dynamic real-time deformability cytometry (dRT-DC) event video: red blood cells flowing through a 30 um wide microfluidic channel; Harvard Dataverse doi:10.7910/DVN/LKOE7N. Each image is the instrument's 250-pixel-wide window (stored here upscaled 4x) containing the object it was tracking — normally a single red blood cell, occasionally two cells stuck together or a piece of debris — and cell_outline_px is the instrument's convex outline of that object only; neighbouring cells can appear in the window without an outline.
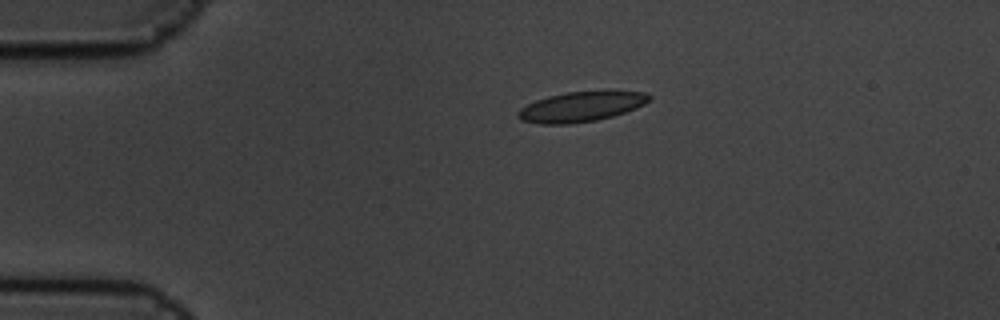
{"species": "common noctule bat (a hibernating species)", "species_latin": "Nyctalus noctula", "temperature_condition": "cold", "stored_images_in_passage": 5, "camera_frame_rate_fps": 3000, "um_per_image_px": 0.085, "animal": {"sex": "male", "body_mass_g": 19.5, "forearm_length_mm": 54.6}, "frame": {"image": 1, "passage_image": 1, "time_ms": 0.0, "image_size_px": [1000, 320], "cell_outline_px": [[652, 100], [636, 108], [612, 116], [596, 120], [568, 124], [540, 124], [520, 120], [516, 116], [520, 108], [536, 100], [548, 96], [568, 92], [604, 88], [644, 92], [652, 96]], "centroid_in_image_um": [49.46, 9.02], "position_along_channel_um": 35.5, "area_um2": 23.7}}
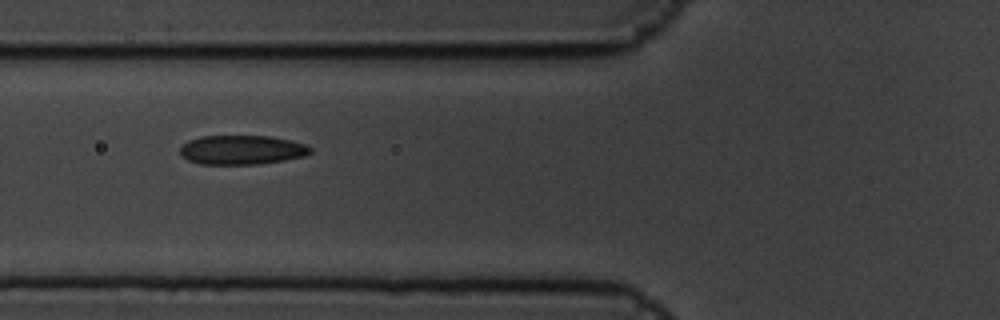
{"frame": {"image": 2, "passage_image": 4, "time_ms": 1.0, "image_size_px": [1000, 320], "cell_outline_px": [[312, 152], [304, 156], [284, 160], [256, 164], [200, 164], [188, 160], [180, 156], [180, 148], [188, 140], [200, 136], [268, 136], [292, 140], [308, 144], [312, 148]], "centroid_in_image_um": [20.57, 12.73], "position_along_channel_um": 105.2, "area_um2": 22.37}}
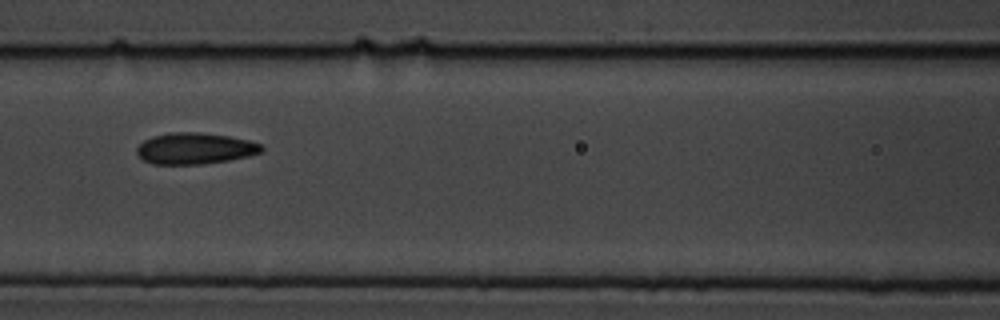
{"frame": {"image": 3, "passage_image": 5, "time_ms": 1.333, "image_size_px": [1000, 320], "cell_outline_px": [[264, 148], [260, 152], [248, 156], [228, 160], [200, 164], [152, 164], [144, 160], [136, 152], [136, 148], [144, 140], [152, 136], [172, 132], [200, 132], [228, 136], [248, 140], [260, 144]], "centroid_in_image_um": [16.54, 12.61], "position_along_channel_um": 150.1, "area_um2": 22.6}}